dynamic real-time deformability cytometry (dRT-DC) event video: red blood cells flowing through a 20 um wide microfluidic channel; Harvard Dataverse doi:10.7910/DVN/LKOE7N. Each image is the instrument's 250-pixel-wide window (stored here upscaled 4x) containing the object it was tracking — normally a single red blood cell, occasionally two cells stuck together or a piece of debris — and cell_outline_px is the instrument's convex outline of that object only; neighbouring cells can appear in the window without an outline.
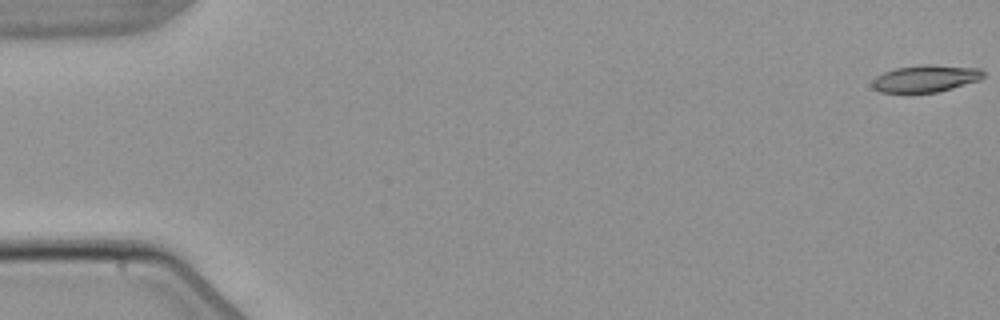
{"species": "common noctule bat (a hibernating species)", "species_latin": "Nyctalus noctula", "temperature_condition": "warm", "stored_images_in_passage": 5, "camera_frame_rate_fps": 3000, "um_per_image_px": 0.085, "animal": {"sex": "male", "body_mass_g": 21.5, "forearm_length_mm": 52.0}, "frame": {"image": 1, "passage_image": 1, "time_ms": 0.0, "image_size_px": [1000, 320], "cell_outline_px": [[984, 76], [980, 80], [952, 88], [936, 92], [880, 92], [872, 88], [872, 80], [876, 76], [884, 72], [896, 68], [920, 64], [928, 64], [980, 68], [984, 72]], "centroid_in_image_um": [78.67, 6.66], "position_along_channel_um": 6.3, "area_um2": 17.51}}
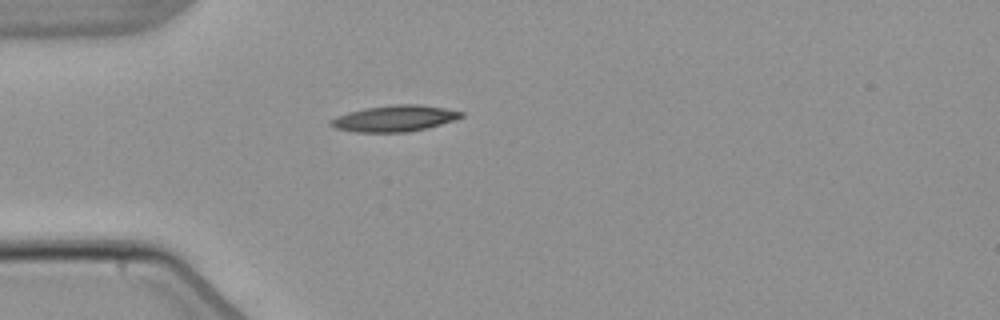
{"frame": {"image": 2, "passage_image": 5, "time_ms": 5.0, "image_size_px": [1000, 320], "cell_outline_px": [[464, 116], [456, 120], [428, 128], [408, 132], [356, 132], [336, 128], [328, 124], [328, 120], [336, 116], [348, 112], [364, 108], [392, 104], [420, 104], [444, 108], [464, 112]], "centroid_in_image_um": [33.54, 10.06], "position_along_channel_um": 51.5, "area_um2": 20.17}}